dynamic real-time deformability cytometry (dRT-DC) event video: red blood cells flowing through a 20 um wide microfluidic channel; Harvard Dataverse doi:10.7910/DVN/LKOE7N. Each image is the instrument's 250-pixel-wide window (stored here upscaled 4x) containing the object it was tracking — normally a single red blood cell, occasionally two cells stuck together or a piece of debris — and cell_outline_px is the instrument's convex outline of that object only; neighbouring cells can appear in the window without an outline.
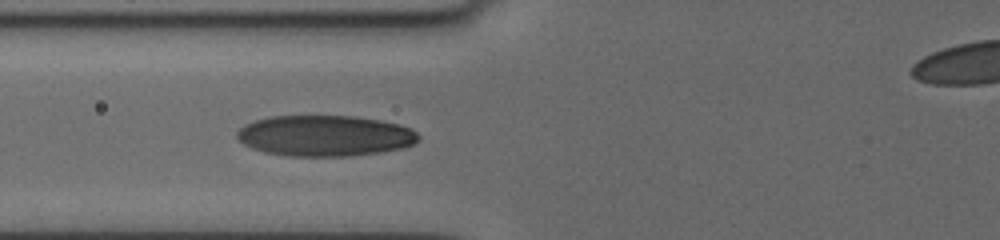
{"species": "human", "species_latin": "Homo sapiens", "temperature_condition": "cold", "stored_images_in_passage": 2, "camera_frame_rate_fps": 3000, "um_per_image_px": 0.085, "donor": {"sex": "female"}, "frame": {"image": 1, "passage_image": 2, "time_ms": 1.0, "image_size_px": [1000, 240], "cell_outline_px": [[420, 140], [412, 144], [400, 148], [376, 152], [348, 156], [292, 156], [264, 152], [252, 148], [244, 144], [236, 136], [236, 132], [244, 124], [256, 120], [272, 116], [352, 116], [380, 120], [396, 124], [408, 128], [416, 132], [420, 136]], "centroid_in_image_um": [27.58, 11.53], "position_along_channel_um": 98.2, "area_um2": 42.89}}